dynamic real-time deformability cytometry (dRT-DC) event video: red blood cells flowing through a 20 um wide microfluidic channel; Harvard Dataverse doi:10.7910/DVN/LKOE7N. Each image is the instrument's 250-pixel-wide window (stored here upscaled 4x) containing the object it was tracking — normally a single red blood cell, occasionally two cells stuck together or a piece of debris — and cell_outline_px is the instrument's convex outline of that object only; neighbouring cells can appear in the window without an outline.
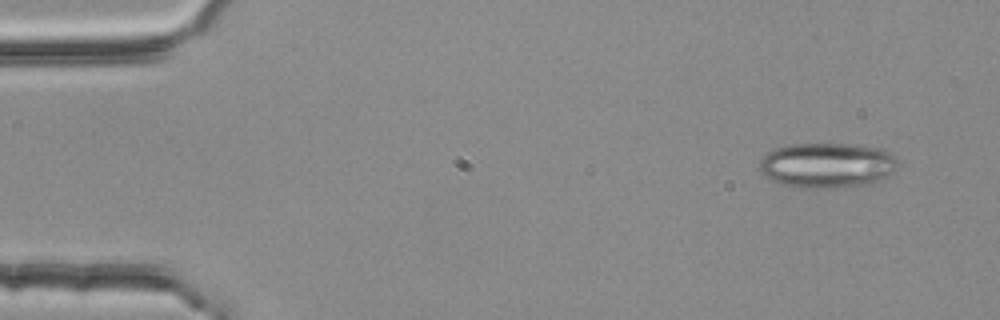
{"species": "common noctule bat (a hibernating species)", "species_latin": "Nyctalus noctula", "temperature_condition": "room temperature", "stored_images_in_passage": 4, "camera_frame_rate_fps": 3000, "um_per_image_px": 0.085, "animal": {"sex": "female", "body_mass_g": 25.1}, "frame": {"image": 1, "passage_image": 1, "time_ms": 0.0, "image_size_px": [1000, 320], "cell_outline_px": [[900, 164], [888, 176], [872, 184], [832, 188], [796, 188], [780, 184], [768, 180], [760, 172], [760, 160], [772, 148], [788, 144], [852, 144], [884, 148], [896, 156]], "centroid_in_image_um": [70.31, 14.05], "position_along_channel_um": 14.7, "area_um2": 37.28}}